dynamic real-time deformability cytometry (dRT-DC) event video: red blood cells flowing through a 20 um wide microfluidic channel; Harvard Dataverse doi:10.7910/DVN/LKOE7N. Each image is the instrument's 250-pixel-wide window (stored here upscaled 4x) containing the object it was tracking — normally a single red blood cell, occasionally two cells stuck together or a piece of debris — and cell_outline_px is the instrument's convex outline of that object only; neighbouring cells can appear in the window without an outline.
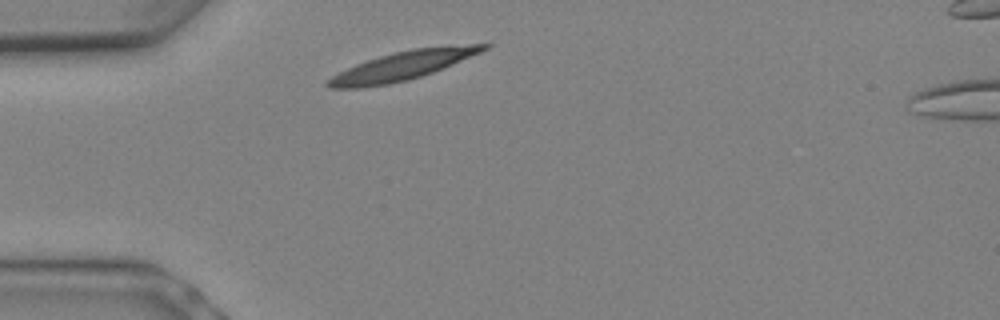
{"species": "Egyptian fruit bat (a non-hibernating species)", "species_latin": "Rousettus aegyptiacus", "temperature_condition": "warm", "stored_images_in_passage": 3, "camera_frame_rate_fps": 3000, "um_per_image_px": 0.085, "animal": {"sex": "female"}, "frame": {"image": 1, "passage_image": 1, "time_ms": 0.0, "image_size_px": [1000, 320], "cell_outline_px": [[492, 44], [488, 48], [480, 52], [452, 64], [432, 72], [420, 76], [388, 84], [360, 88], [328, 88], [324, 84], [324, 80], [356, 64], [380, 56], [412, 48], [468, 44]], "centroid_in_image_um": [34.17, 5.59], "position_along_channel_um": 50.8, "area_um2": 25.61}}
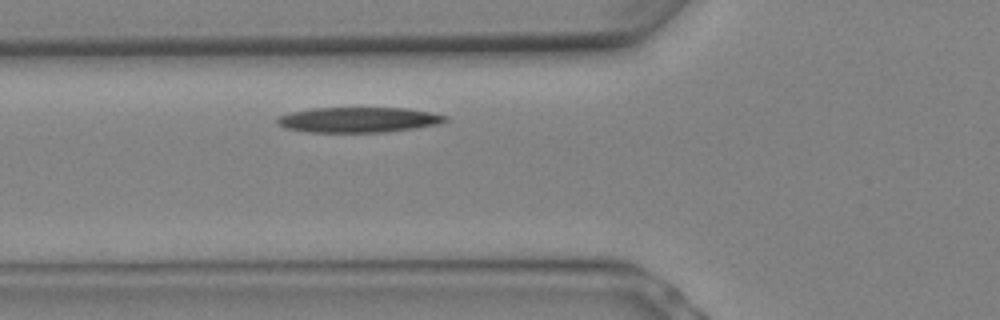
{"frame": {"image": 2, "passage_image": 3, "time_ms": 0.667, "image_size_px": [1000, 320], "cell_outline_px": [[448, 120], [436, 124], [412, 128], [384, 132], [308, 132], [284, 128], [276, 124], [276, 120], [280, 116], [292, 112], [312, 108], [404, 108], [428, 112], [448, 116]], "centroid_in_image_um": [30.41, 10.18], "position_along_channel_um": 95.4, "area_um2": 24.51}}